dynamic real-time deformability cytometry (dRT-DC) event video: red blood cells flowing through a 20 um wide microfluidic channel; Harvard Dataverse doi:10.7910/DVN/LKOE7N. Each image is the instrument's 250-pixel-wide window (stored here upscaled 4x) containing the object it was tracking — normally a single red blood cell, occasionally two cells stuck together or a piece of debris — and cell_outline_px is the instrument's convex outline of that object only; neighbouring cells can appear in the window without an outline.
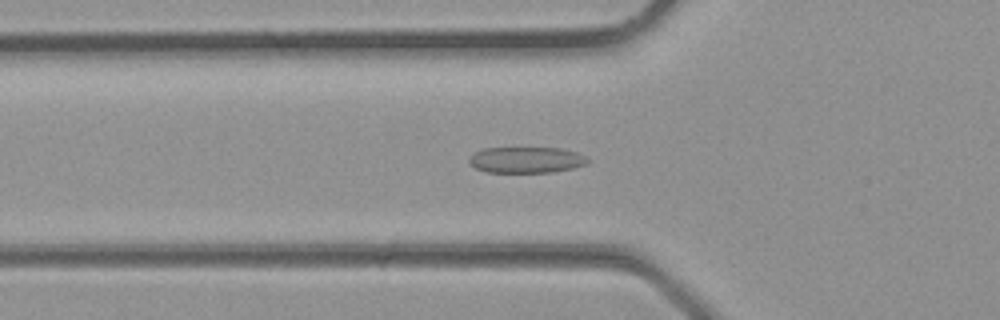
{"species": "common noctule bat (a hibernating species)", "species_latin": "Nyctalus noctula", "temperature_condition": "room temperature", "stored_images_in_passage": 29, "camera_frame_rate_fps": 3000, "um_per_image_px": 0.085, "animal": {"sex": "male", "body_mass_g": 23.1, "forearm_length_mm": 52.7}, "frame": {"image": 1, "passage_image": 7, "time_ms": 2.0, "image_size_px": [1000, 320], "cell_outline_px": [[592, 160], [588, 164], [572, 168], [552, 172], [488, 172], [476, 168], [468, 160], [468, 156], [484, 148], [560, 148], [576, 152]], "centroid_in_image_um": [44.76, 13.59], "position_along_channel_um": 81.0, "area_um2": 17.98}}
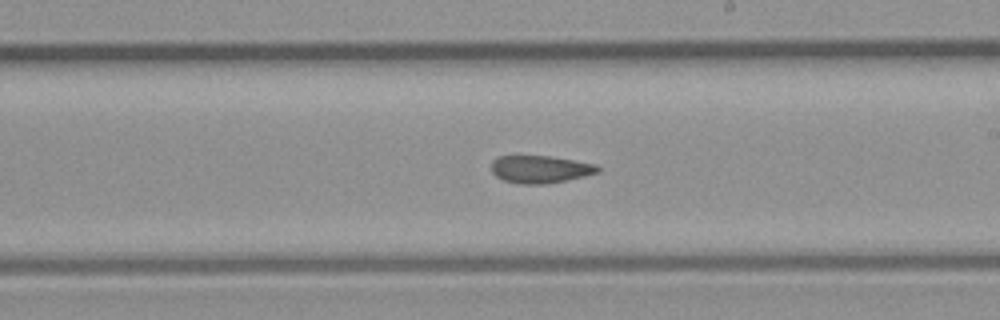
{"frame": {"image": 2, "passage_image": 15, "time_ms": 4.667, "image_size_px": [1000, 320], "cell_outline_px": [[600, 172], [584, 176], [544, 184], [520, 184], [504, 180], [496, 176], [492, 172], [492, 160], [496, 156], [548, 156], [596, 164], [600, 168]], "centroid_in_image_um": [45.9, 14.38], "position_along_channel_um": 243.1, "area_um2": 16.94}}
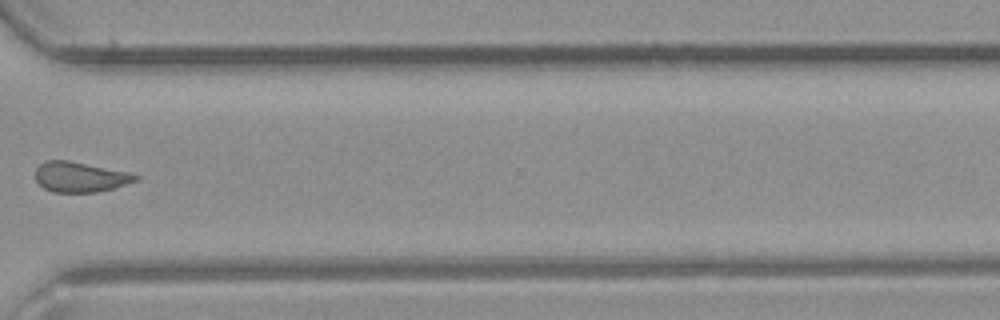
{"frame": {"image": 3, "passage_image": 21, "time_ms": 6.667, "image_size_px": [1000, 320], "cell_outline_px": [[140, 180], [112, 188], [96, 192], [52, 192], [44, 188], [36, 180], [36, 168], [44, 160], [68, 160], [128, 172], [140, 176]], "centroid_in_image_um": [6.81, 15.04], "position_along_channel_um": 363.8, "area_um2": 17.57}}